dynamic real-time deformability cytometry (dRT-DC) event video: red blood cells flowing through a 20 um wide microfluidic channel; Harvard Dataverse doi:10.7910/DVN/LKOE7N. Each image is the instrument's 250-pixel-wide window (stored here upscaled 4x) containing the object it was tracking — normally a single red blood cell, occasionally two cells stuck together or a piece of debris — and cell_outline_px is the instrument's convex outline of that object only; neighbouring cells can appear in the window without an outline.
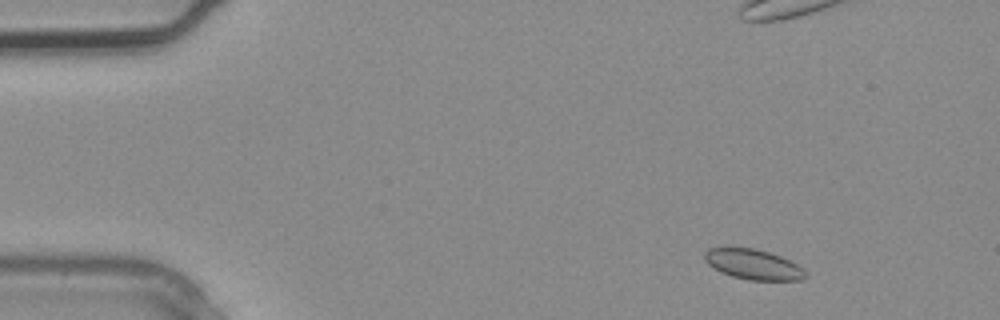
{"species": "common noctule bat (a hibernating species)", "species_latin": "Nyctalus noctula", "temperature_condition": "warm", "stored_images_in_passage": 4, "segment_of_instrument_passage": [2, 2], "camera_frame_rate_fps": 3000, "um_per_image_px": 0.085, "animal": {"sex": "male", "body_mass_g": 20.4}, "frame": {"image": 1, "passage_image": 4, "time_ms": 1.0, "image_size_px": [1000, 320], "cell_outline_px": [[808, 276], [804, 280], [748, 280], [732, 276], [720, 272], [708, 264], [704, 260], [704, 252], [708, 248], [756, 248], [780, 256], [804, 268]], "centroid_in_image_um": [64.04, 22.48], "position_along_channel_um": 21.0, "area_um2": 17.8}}